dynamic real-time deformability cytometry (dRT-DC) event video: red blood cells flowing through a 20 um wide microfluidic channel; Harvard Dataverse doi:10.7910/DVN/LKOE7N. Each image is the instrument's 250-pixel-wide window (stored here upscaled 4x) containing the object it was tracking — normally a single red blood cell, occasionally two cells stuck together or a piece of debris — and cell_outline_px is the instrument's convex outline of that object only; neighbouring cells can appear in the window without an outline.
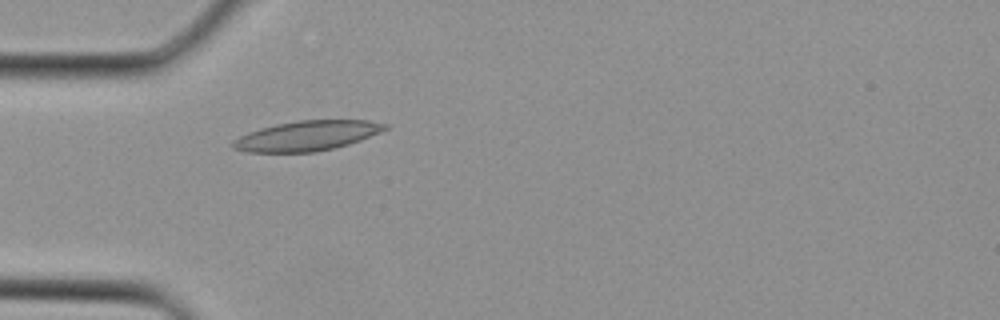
{"species": "Egyptian fruit bat (a non-hibernating species)", "species_latin": "Rousettus aegyptiacus", "temperature_condition": "cold", "stored_images_in_passage": 3, "camera_frame_rate_fps": 3000, "um_per_image_px": 0.085, "animal": {"sex": "female"}, "frame": {"image": 1, "passage_image": 3, "time_ms": 0.667, "image_size_px": [1000, 320], "cell_outline_px": [[388, 128], [380, 132], [360, 140], [348, 144], [316, 152], [248, 152], [232, 148], [232, 140], [248, 132], [260, 128], [276, 124], [296, 120], [368, 120], [388, 124]], "centroid_in_image_um": [26.08, 11.53], "position_along_channel_um": 58.9, "area_um2": 26.47}}